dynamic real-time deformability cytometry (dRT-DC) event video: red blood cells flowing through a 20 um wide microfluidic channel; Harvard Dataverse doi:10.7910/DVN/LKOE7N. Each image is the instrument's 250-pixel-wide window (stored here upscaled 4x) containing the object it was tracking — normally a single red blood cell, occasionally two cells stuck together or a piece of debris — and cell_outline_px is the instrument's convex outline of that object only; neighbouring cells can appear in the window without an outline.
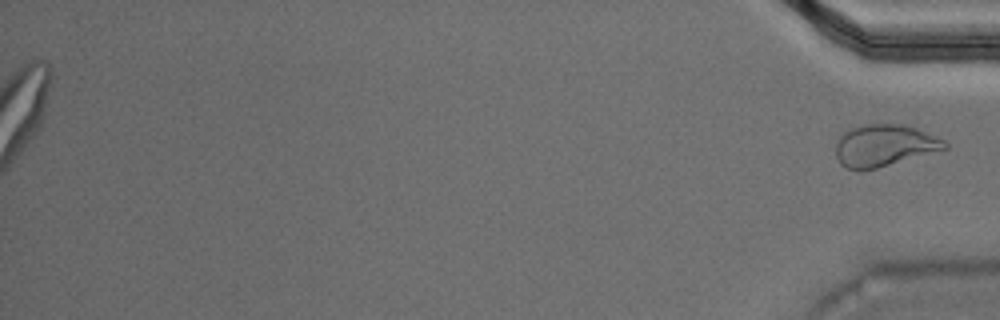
{"species": "Egyptian fruit bat (a non-hibernating species)", "species_latin": "Rousettus aegyptiacus", "temperature_condition": "warm", "stored_images_in_passage": 45, "camera_frame_rate_fps": 3000, "um_per_image_px": 0.085, "animal": {"sex": "male"}, "frame": {"image": 1, "passage_image": 45, "time_ms": 14.667, "image_size_px": [1000, 320], "cell_outline_px": [[948, 148], [876, 168], [860, 172], [848, 168], [840, 164], [836, 156], [836, 144], [840, 136], [844, 132], [860, 124], [904, 124], [916, 128], [944, 140], [948, 144]], "centroid_in_image_um": [75.13, 12.37], "position_along_channel_um": 360.1, "area_um2": 26.53}}